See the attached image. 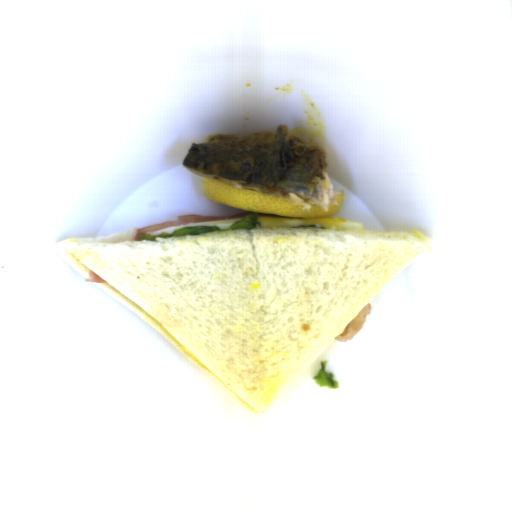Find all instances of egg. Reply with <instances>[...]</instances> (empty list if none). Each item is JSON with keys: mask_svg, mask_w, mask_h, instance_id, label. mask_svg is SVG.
I'll list each match as a JSON object with an SVG mask.
<instances>
[{"mask_svg": "<svg viewBox=\"0 0 512 512\" xmlns=\"http://www.w3.org/2000/svg\"><path fill=\"white\" fill-rule=\"evenodd\" d=\"M260 225L252 229H270V228H292L300 225H321L325 229H360L363 230L362 223H357L335 216L323 218H292V217H272L258 215Z\"/></svg>", "mask_w": 512, "mask_h": 512, "instance_id": "1", "label": "egg"}, {"mask_svg": "<svg viewBox=\"0 0 512 512\" xmlns=\"http://www.w3.org/2000/svg\"><path fill=\"white\" fill-rule=\"evenodd\" d=\"M246 217H249V215L248 216H244V217H240V218H231V219L214 220V221L184 223V224H180V225L169 227V228L162 229V230L151 231V232L146 233V234H149V235H152V236L156 237V236L160 235L161 233L171 234L173 231H175L177 229H180V228H183V227H193V226H217L218 228H220L222 230H227V229L231 228L234 223H236L237 221H239L241 219H244Z\"/></svg>", "mask_w": 512, "mask_h": 512, "instance_id": "2", "label": "egg"}]
</instances>
